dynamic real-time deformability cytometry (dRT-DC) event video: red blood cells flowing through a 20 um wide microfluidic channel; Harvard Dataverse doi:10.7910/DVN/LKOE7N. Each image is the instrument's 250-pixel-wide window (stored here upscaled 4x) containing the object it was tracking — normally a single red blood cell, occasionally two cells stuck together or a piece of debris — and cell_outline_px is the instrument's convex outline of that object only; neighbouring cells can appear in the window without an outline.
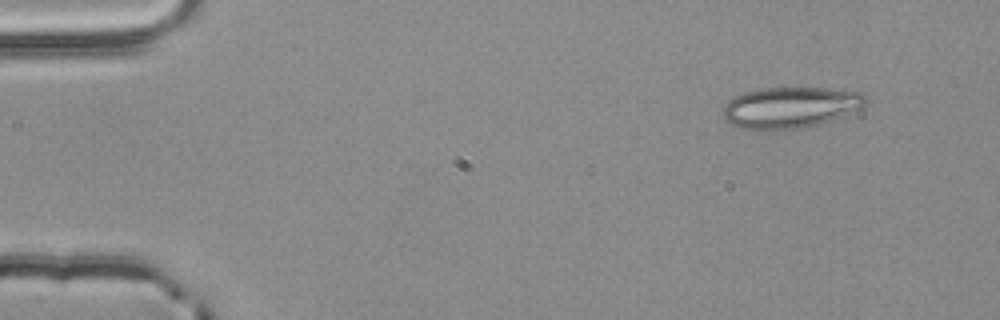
{"species": "common noctule bat (a hibernating species)", "species_latin": "Nyctalus noctula", "temperature_condition": "room temperature", "stored_images_in_passage": 49, "camera_frame_rate_fps": 3000, "um_per_image_px": 0.085, "animal": {"sex": "male", "body_mass_g": 20.4}, "frame": {"image": 1, "passage_image": 1, "time_ms": 0.0, "image_size_px": [1000, 320], "cell_outline_px": [[868, 104], [864, 108], [816, 124], [800, 128], [776, 132], [740, 128], [724, 120], [720, 112], [724, 104], [728, 100], [744, 92], [764, 88], [828, 88], [864, 92], [868, 100]], "centroid_in_image_um": [67.15, 9.14], "position_along_channel_um": 17.8, "area_um2": 34.85}}
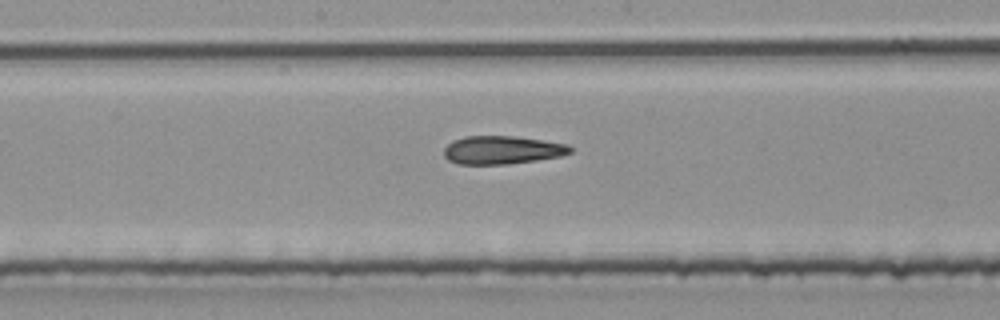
{"frame": {"image": 2, "passage_image": 24, "time_ms": 7.667, "image_size_px": [1000, 320], "cell_outline_px": [[572, 152], [560, 156], [536, 160], [508, 164], [456, 164], [448, 160], [444, 156], [444, 148], [452, 140], [464, 136], [516, 136], [568, 144], [572, 148]], "centroid_in_image_um": [42.66, 12.74], "position_along_channel_um": 205.5, "area_um2": 20.87}}
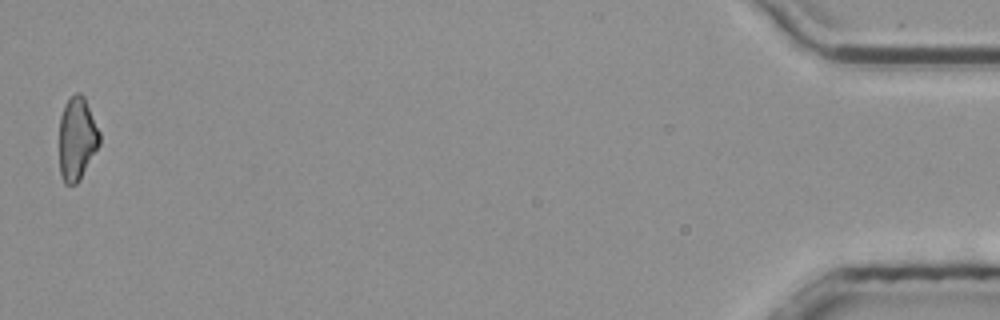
{"frame": {"image": 3, "passage_image": 49, "time_ms": 16.0, "image_size_px": [1000, 320], "cell_outline_px": [[100, 144], [80, 180], [76, 184], [64, 184], [60, 176], [60, 116], [64, 104], [76, 92], [80, 92], [84, 96], [100, 132]], "centroid_in_image_um": [6.55, 11.8], "position_along_channel_um": 428.7, "area_um2": 19.59}}